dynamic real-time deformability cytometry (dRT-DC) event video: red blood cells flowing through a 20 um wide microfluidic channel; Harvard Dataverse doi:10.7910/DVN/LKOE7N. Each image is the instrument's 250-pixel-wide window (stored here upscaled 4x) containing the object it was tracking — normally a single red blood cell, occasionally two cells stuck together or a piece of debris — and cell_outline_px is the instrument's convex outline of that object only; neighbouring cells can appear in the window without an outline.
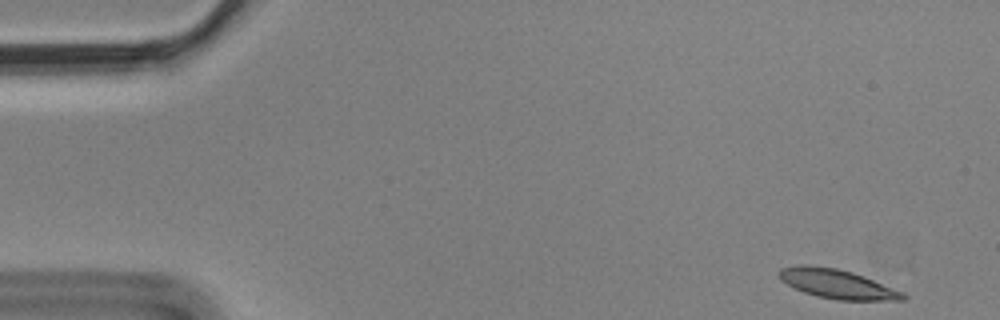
{"species": "Egyptian fruit bat (a non-hibernating species)", "species_latin": "Rousettus aegyptiacus", "temperature_condition": "cold", "stored_images_in_passage": 12, "camera_frame_rate_fps": 3000, "um_per_image_px": 0.085, "animal": {"sex": "male"}, "frame": {"image": 1, "passage_image": 1, "time_ms": 0.0, "image_size_px": [1000, 320], "cell_outline_px": [[908, 296], [904, 300], [836, 300], [816, 296], [804, 292], [780, 280], [776, 272], [780, 268], [796, 264], [808, 264], [836, 268], [852, 272], [864, 276], [904, 292]], "centroid_in_image_um": [71.13, 24.12], "position_along_channel_um": 13.9, "area_um2": 21.33}}
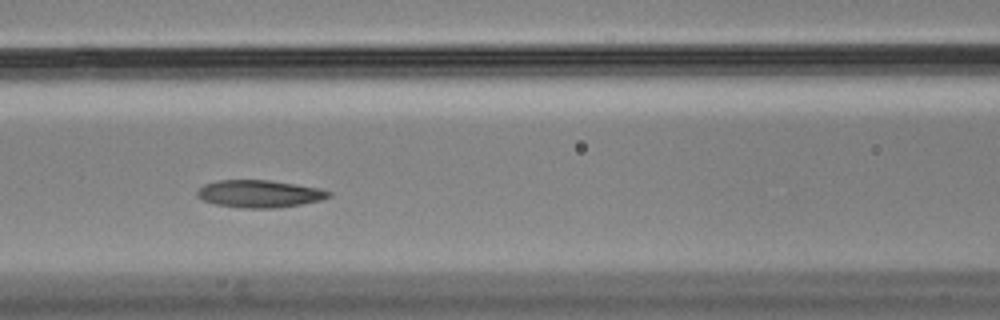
{"frame": {"image": 2, "passage_image": 6, "time_ms": 1.667, "image_size_px": [1000, 320], "cell_outline_px": [[332, 196], [320, 200], [280, 208], [244, 208], [216, 204], [204, 200], [196, 196], [196, 192], [204, 184], [216, 180], [268, 180], [320, 188], [332, 192]], "centroid_in_image_um": [22.06, 16.47], "position_along_channel_um": 144.5, "area_um2": 20.98}}
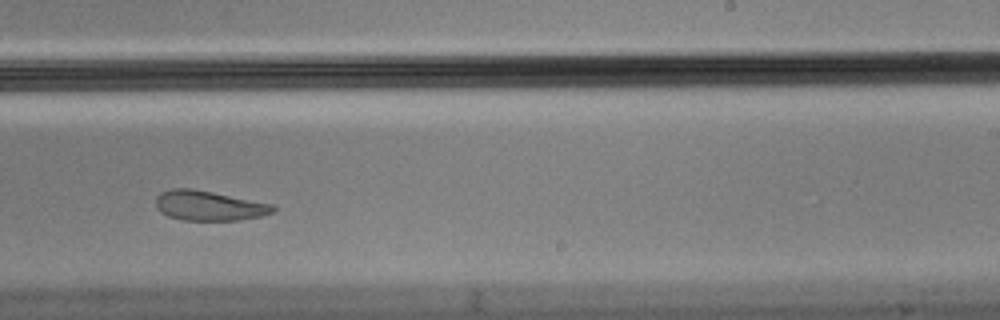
{"frame": {"image": 3, "passage_image": 9, "time_ms": 2.667, "image_size_px": [1000, 320], "cell_outline_px": [[276, 212], [260, 216], [240, 220], [184, 220], [168, 216], [160, 212], [156, 208], [156, 196], [160, 192], [168, 188], [192, 188], [272, 204], [276, 208]], "centroid_in_image_um": [17.73, 17.48], "position_along_channel_um": 271.3, "area_um2": 20.46}}